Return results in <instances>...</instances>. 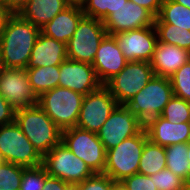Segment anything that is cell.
Returning a JSON list of instances; mask_svg holds the SVG:
<instances>
[{"label":"cell","instance_id":"52a82bcc","mask_svg":"<svg viewBox=\"0 0 190 190\" xmlns=\"http://www.w3.org/2000/svg\"><path fill=\"white\" fill-rule=\"evenodd\" d=\"M42 165L48 175L57 177L66 183L79 184L95 174L62 142L42 157Z\"/></svg>","mask_w":190,"mask_h":190},{"label":"cell","instance_id":"603a6c76","mask_svg":"<svg viewBox=\"0 0 190 190\" xmlns=\"http://www.w3.org/2000/svg\"><path fill=\"white\" fill-rule=\"evenodd\" d=\"M166 168L165 147L152 143L149 139L145 142L138 173L151 176Z\"/></svg>","mask_w":190,"mask_h":190},{"label":"cell","instance_id":"3957f363","mask_svg":"<svg viewBox=\"0 0 190 190\" xmlns=\"http://www.w3.org/2000/svg\"><path fill=\"white\" fill-rule=\"evenodd\" d=\"M148 140V135L143 128L137 135L123 140L116 147L106 151V164L103 174L115 181L138 173L140 158Z\"/></svg>","mask_w":190,"mask_h":190},{"label":"cell","instance_id":"9c48e42d","mask_svg":"<svg viewBox=\"0 0 190 190\" xmlns=\"http://www.w3.org/2000/svg\"><path fill=\"white\" fill-rule=\"evenodd\" d=\"M61 142L82 159L94 173H103L106 164V150L97 133L77 126L62 131Z\"/></svg>","mask_w":190,"mask_h":190},{"label":"cell","instance_id":"5b68a950","mask_svg":"<svg viewBox=\"0 0 190 190\" xmlns=\"http://www.w3.org/2000/svg\"><path fill=\"white\" fill-rule=\"evenodd\" d=\"M173 95L170 78L154 75L125 105L145 124L163 113Z\"/></svg>","mask_w":190,"mask_h":190},{"label":"cell","instance_id":"44dd1931","mask_svg":"<svg viewBox=\"0 0 190 190\" xmlns=\"http://www.w3.org/2000/svg\"><path fill=\"white\" fill-rule=\"evenodd\" d=\"M84 15L82 8L68 6L44 25L41 32L48 37L67 44Z\"/></svg>","mask_w":190,"mask_h":190},{"label":"cell","instance_id":"f35d334b","mask_svg":"<svg viewBox=\"0 0 190 190\" xmlns=\"http://www.w3.org/2000/svg\"><path fill=\"white\" fill-rule=\"evenodd\" d=\"M69 183L62 181L57 177L48 175L45 178V183L42 190H64Z\"/></svg>","mask_w":190,"mask_h":190},{"label":"cell","instance_id":"ba28073f","mask_svg":"<svg viewBox=\"0 0 190 190\" xmlns=\"http://www.w3.org/2000/svg\"><path fill=\"white\" fill-rule=\"evenodd\" d=\"M0 154L5 162L25 168L42 165V156L15 121L0 126Z\"/></svg>","mask_w":190,"mask_h":190},{"label":"cell","instance_id":"f1b7e54d","mask_svg":"<svg viewBox=\"0 0 190 190\" xmlns=\"http://www.w3.org/2000/svg\"><path fill=\"white\" fill-rule=\"evenodd\" d=\"M161 116L176 124L190 122V102L173 95Z\"/></svg>","mask_w":190,"mask_h":190},{"label":"cell","instance_id":"ee69618b","mask_svg":"<svg viewBox=\"0 0 190 190\" xmlns=\"http://www.w3.org/2000/svg\"><path fill=\"white\" fill-rule=\"evenodd\" d=\"M176 3H179L181 5L186 6L187 8H190V0H173Z\"/></svg>","mask_w":190,"mask_h":190},{"label":"cell","instance_id":"484cf974","mask_svg":"<svg viewBox=\"0 0 190 190\" xmlns=\"http://www.w3.org/2000/svg\"><path fill=\"white\" fill-rule=\"evenodd\" d=\"M166 168L184 181L190 179L187 143H177L165 147Z\"/></svg>","mask_w":190,"mask_h":190},{"label":"cell","instance_id":"7bdbcfd3","mask_svg":"<svg viewBox=\"0 0 190 190\" xmlns=\"http://www.w3.org/2000/svg\"><path fill=\"white\" fill-rule=\"evenodd\" d=\"M64 190H80L79 184L69 183Z\"/></svg>","mask_w":190,"mask_h":190},{"label":"cell","instance_id":"5bb4252c","mask_svg":"<svg viewBox=\"0 0 190 190\" xmlns=\"http://www.w3.org/2000/svg\"><path fill=\"white\" fill-rule=\"evenodd\" d=\"M114 37L127 61L150 62L158 42L154 25L120 32Z\"/></svg>","mask_w":190,"mask_h":190},{"label":"cell","instance_id":"4fadbf2b","mask_svg":"<svg viewBox=\"0 0 190 190\" xmlns=\"http://www.w3.org/2000/svg\"><path fill=\"white\" fill-rule=\"evenodd\" d=\"M0 95L15 109L28 108L38 104L24 68H5L0 74Z\"/></svg>","mask_w":190,"mask_h":190},{"label":"cell","instance_id":"30bf717a","mask_svg":"<svg viewBox=\"0 0 190 190\" xmlns=\"http://www.w3.org/2000/svg\"><path fill=\"white\" fill-rule=\"evenodd\" d=\"M154 76L150 62L127 61L125 67L104 86L109 90L118 104H126Z\"/></svg>","mask_w":190,"mask_h":190},{"label":"cell","instance_id":"d6986e66","mask_svg":"<svg viewBox=\"0 0 190 190\" xmlns=\"http://www.w3.org/2000/svg\"><path fill=\"white\" fill-rule=\"evenodd\" d=\"M189 60L188 50L158 41L150 65L155 76L170 77Z\"/></svg>","mask_w":190,"mask_h":190},{"label":"cell","instance_id":"7402d4cb","mask_svg":"<svg viewBox=\"0 0 190 190\" xmlns=\"http://www.w3.org/2000/svg\"><path fill=\"white\" fill-rule=\"evenodd\" d=\"M67 7L65 0H28L18 14L41 29Z\"/></svg>","mask_w":190,"mask_h":190},{"label":"cell","instance_id":"8992f818","mask_svg":"<svg viewBox=\"0 0 190 190\" xmlns=\"http://www.w3.org/2000/svg\"><path fill=\"white\" fill-rule=\"evenodd\" d=\"M106 35L101 20L84 15L72 38L66 44L68 59L92 64L97 49Z\"/></svg>","mask_w":190,"mask_h":190},{"label":"cell","instance_id":"ac0fdd59","mask_svg":"<svg viewBox=\"0 0 190 190\" xmlns=\"http://www.w3.org/2000/svg\"><path fill=\"white\" fill-rule=\"evenodd\" d=\"M144 128L148 139L163 147L187 143L190 140V122L176 124L169 122L160 115L149 119L144 124Z\"/></svg>","mask_w":190,"mask_h":190},{"label":"cell","instance_id":"c3c4849f","mask_svg":"<svg viewBox=\"0 0 190 190\" xmlns=\"http://www.w3.org/2000/svg\"><path fill=\"white\" fill-rule=\"evenodd\" d=\"M4 162L5 161H4L3 157H2V155L0 154V165L3 164Z\"/></svg>","mask_w":190,"mask_h":190},{"label":"cell","instance_id":"6da1fadb","mask_svg":"<svg viewBox=\"0 0 190 190\" xmlns=\"http://www.w3.org/2000/svg\"><path fill=\"white\" fill-rule=\"evenodd\" d=\"M41 29L19 14H8L3 23L0 49L5 68L26 69Z\"/></svg>","mask_w":190,"mask_h":190},{"label":"cell","instance_id":"60d3db41","mask_svg":"<svg viewBox=\"0 0 190 190\" xmlns=\"http://www.w3.org/2000/svg\"><path fill=\"white\" fill-rule=\"evenodd\" d=\"M68 6L83 8L87 0H65Z\"/></svg>","mask_w":190,"mask_h":190},{"label":"cell","instance_id":"f546056e","mask_svg":"<svg viewBox=\"0 0 190 190\" xmlns=\"http://www.w3.org/2000/svg\"><path fill=\"white\" fill-rule=\"evenodd\" d=\"M23 166L4 162L0 165V190H20Z\"/></svg>","mask_w":190,"mask_h":190},{"label":"cell","instance_id":"cb8c5ba5","mask_svg":"<svg viewBox=\"0 0 190 190\" xmlns=\"http://www.w3.org/2000/svg\"><path fill=\"white\" fill-rule=\"evenodd\" d=\"M29 82L39 97L44 92L58 87L59 83V65L26 68Z\"/></svg>","mask_w":190,"mask_h":190},{"label":"cell","instance_id":"9a60e30c","mask_svg":"<svg viewBox=\"0 0 190 190\" xmlns=\"http://www.w3.org/2000/svg\"><path fill=\"white\" fill-rule=\"evenodd\" d=\"M102 85L90 63L66 59L59 65L58 87L68 88L85 96Z\"/></svg>","mask_w":190,"mask_h":190},{"label":"cell","instance_id":"d6a6232c","mask_svg":"<svg viewBox=\"0 0 190 190\" xmlns=\"http://www.w3.org/2000/svg\"><path fill=\"white\" fill-rule=\"evenodd\" d=\"M184 182L167 168L154 174V184L157 190H184Z\"/></svg>","mask_w":190,"mask_h":190},{"label":"cell","instance_id":"ffe728a7","mask_svg":"<svg viewBox=\"0 0 190 190\" xmlns=\"http://www.w3.org/2000/svg\"><path fill=\"white\" fill-rule=\"evenodd\" d=\"M66 59H68L66 44L40 32L26 68L56 66Z\"/></svg>","mask_w":190,"mask_h":190},{"label":"cell","instance_id":"4316f807","mask_svg":"<svg viewBox=\"0 0 190 190\" xmlns=\"http://www.w3.org/2000/svg\"><path fill=\"white\" fill-rule=\"evenodd\" d=\"M158 41L190 52V31L168 23H154Z\"/></svg>","mask_w":190,"mask_h":190},{"label":"cell","instance_id":"277c9868","mask_svg":"<svg viewBox=\"0 0 190 190\" xmlns=\"http://www.w3.org/2000/svg\"><path fill=\"white\" fill-rule=\"evenodd\" d=\"M83 95L68 88L55 87L38 97V106L63 131L76 126Z\"/></svg>","mask_w":190,"mask_h":190},{"label":"cell","instance_id":"f6af8a7d","mask_svg":"<svg viewBox=\"0 0 190 190\" xmlns=\"http://www.w3.org/2000/svg\"><path fill=\"white\" fill-rule=\"evenodd\" d=\"M4 69H5V65H4V62H3L2 52H1V49H0V74Z\"/></svg>","mask_w":190,"mask_h":190},{"label":"cell","instance_id":"b9f144b4","mask_svg":"<svg viewBox=\"0 0 190 190\" xmlns=\"http://www.w3.org/2000/svg\"><path fill=\"white\" fill-rule=\"evenodd\" d=\"M7 15H8V13L0 7V39H1V32H2L3 23H4Z\"/></svg>","mask_w":190,"mask_h":190},{"label":"cell","instance_id":"ab89813d","mask_svg":"<svg viewBox=\"0 0 190 190\" xmlns=\"http://www.w3.org/2000/svg\"><path fill=\"white\" fill-rule=\"evenodd\" d=\"M110 190H129L128 187L123 183V181H112Z\"/></svg>","mask_w":190,"mask_h":190},{"label":"cell","instance_id":"bcb514c9","mask_svg":"<svg viewBox=\"0 0 190 190\" xmlns=\"http://www.w3.org/2000/svg\"><path fill=\"white\" fill-rule=\"evenodd\" d=\"M184 190H190V179L184 182Z\"/></svg>","mask_w":190,"mask_h":190},{"label":"cell","instance_id":"e0dca14e","mask_svg":"<svg viewBox=\"0 0 190 190\" xmlns=\"http://www.w3.org/2000/svg\"><path fill=\"white\" fill-rule=\"evenodd\" d=\"M123 52L119 48L114 35L107 34L97 49L92 66L99 81L104 85L126 65Z\"/></svg>","mask_w":190,"mask_h":190},{"label":"cell","instance_id":"d590c367","mask_svg":"<svg viewBox=\"0 0 190 190\" xmlns=\"http://www.w3.org/2000/svg\"><path fill=\"white\" fill-rule=\"evenodd\" d=\"M15 109L0 95V126L15 121Z\"/></svg>","mask_w":190,"mask_h":190},{"label":"cell","instance_id":"8fae6325","mask_svg":"<svg viewBox=\"0 0 190 190\" xmlns=\"http://www.w3.org/2000/svg\"><path fill=\"white\" fill-rule=\"evenodd\" d=\"M144 123L124 104H118L97 133L105 150L112 149L123 140L137 135Z\"/></svg>","mask_w":190,"mask_h":190},{"label":"cell","instance_id":"83f0119b","mask_svg":"<svg viewBox=\"0 0 190 190\" xmlns=\"http://www.w3.org/2000/svg\"><path fill=\"white\" fill-rule=\"evenodd\" d=\"M128 0H87L82 8L85 16L99 19L102 22L115 10L122 7Z\"/></svg>","mask_w":190,"mask_h":190},{"label":"cell","instance_id":"836d02e7","mask_svg":"<svg viewBox=\"0 0 190 190\" xmlns=\"http://www.w3.org/2000/svg\"><path fill=\"white\" fill-rule=\"evenodd\" d=\"M123 183L129 190H157L154 184V175L146 176L140 173L127 177Z\"/></svg>","mask_w":190,"mask_h":190},{"label":"cell","instance_id":"1f68e13d","mask_svg":"<svg viewBox=\"0 0 190 190\" xmlns=\"http://www.w3.org/2000/svg\"><path fill=\"white\" fill-rule=\"evenodd\" d=\"M47 176L43 165L24 168L20 190H42Z\"/></svg>","mask_w":190,"mask_h":190},{"label":"cell","instance_id":"7dc6e473","mask_svg":"<svg viewBox=\"0 0 190 190\" xmlns=\"http://www.w3.org/2000/svg\"><path fill=\"white\" fill-rule=\"evenodd\" d=\"M187 151H188V156H187V158H188V161L190 162V140L187 142Z\"/></svg>","mask_w":190,"mask_h":190},{"label":"cell","instance_id":"4dcf8cb0","mask_svg":"<svg viewBox=\"0 0 190 190\" xmlns=\"http://www.w3.org/2000/svg\"><path fill=\"white\" fill-rule=\"evenodd\" d=\"M169 78L174 96L190 102V60Z\"/></svg>","mask_w":190,"mask_h":190},{"label":"cell","instance_id":"8d00e7d4","mask_svg":"<svg viewBox=\"0 0 190 190\" xmlns=\"http://www.w3.org/2000/svg\"><path fill=\"white\" fill-rule=\"evenodd\" d=\"M28 0H0V7L8 14H18Z\"/></svg>","mask_w":190,"mask_h":190},{"label":"cell","instance_id":"74e56055","mask_svg":"<svg viewBox=\"0 0 190 190\" xmlns=\"http://www.w3.org/2000/svg\"><path fill=\"white\" fill-rule=\"evenodd\" d=\"M149 10L155 17L158 16L163 0H128Z\"/></svg>","mask_w":190,"mask_h":190},{"label":"cell","instance_id":"7c38bea8","mask_svg":"<svg viewBox=\"0 0 190 190\" xmlns=\"http://www.w3.org/2000/svg\"><path fill=\"white\" fill-rule=\"evenodd\" d=\"M117 105V100L102 85L96 91L83 97L76 126L90 132L98 133Z\"/></svg>","mask_w":190,"mask_h":190},{"label":"cell","instance_id":"2e32d148","mask_svg":"<svg viewBox=\"0 0 190 190\" xmlns=\"http://www.w3.org/2000/svg\"><path fill=\"white\" fill-rule=\"evenodd\" d=\"M155 18L149 10L128 1L112 12L103 23L107 34L115 35L120 32L153 26Z\"/></svg>","mask_w":190,"mask_h":190},{"label":"cell","instance_id":"e575fe53","mask_svg":"<svg viewBox=\"0 0 190 190\" xmlns=\"http://www.w3.org/2000/svg\"><path fill=\"white\" fill-rule=\"evenodd\" d=\"M112 178L103 173H95L93 176L79 183L80 190H110Z\"/></svg>","mask_w":190,"mask_h":190},{"label":"cell","instance_id":"7a4b0ae2","mask_svg":"<svg viewBox=\"0 0 190 190\" xmlns=\"http://www.w3.org/2000/svg\"><path fill=\"white\" fill-rule=\"evenodd\" d=\"M15 122L42 157L61 143L62 130L38 105L16 110Z\"/></svg>","mask_w":190,"mask_h":190},{"label":"cell","instance_id":"d4e9b609","mask_svg":"<svg viewBox=\"0 0 190 190\" xmlns=\"http://www.w3.org/2000/svg\"><path fill=\"white\" fill-rule=\"evenodd\" d=\"M155 23H168L190 31V8L173 0H163Z\"/></svg>","mask_w":190,"mask_h":190}]
</instances>
